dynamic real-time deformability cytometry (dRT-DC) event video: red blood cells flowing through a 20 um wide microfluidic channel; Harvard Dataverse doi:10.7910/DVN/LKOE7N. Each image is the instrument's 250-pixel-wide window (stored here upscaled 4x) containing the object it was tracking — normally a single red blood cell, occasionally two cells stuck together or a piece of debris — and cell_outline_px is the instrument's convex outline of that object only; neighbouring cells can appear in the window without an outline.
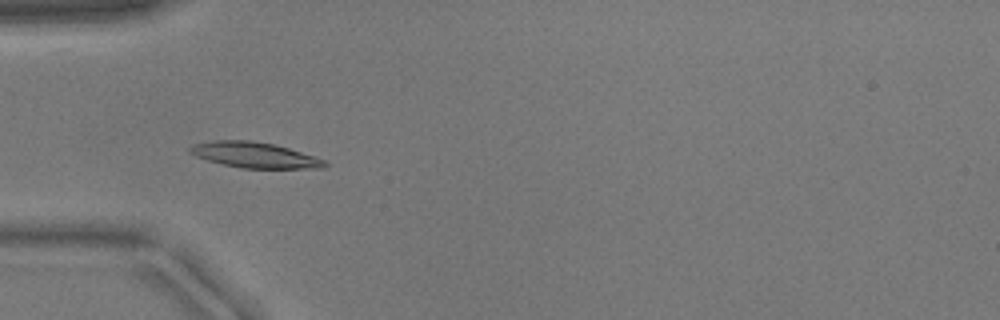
{"species": "common noctule bat (a hibernating species)", "species_latin": "Nyctalus noctula", "temperature_condition": "warm", "stored_images_in_passage": 37, "camera_frame_rate_fps": 3000, "um_per_image_px": 0.085, "animal": {"sex": "male", "body_mass_g": 17.9}, "frame": {"image": 1, "passage_image": 2, "time_ms": 0.333, "image_size_px": [1000, 320], "cell_outline_px": [[328, 164], [324, 168], [240, 168], [208, 160], [196, 156], [188, 152], [188, 148], [196, 144], [216, 140], [248, 140], [272, 144], [288, 148], [324, 160]], "centroid_in_image_um": [21.62, 13.18], "position_along_channel_um": 63.4, "area_um2": 19.71}}
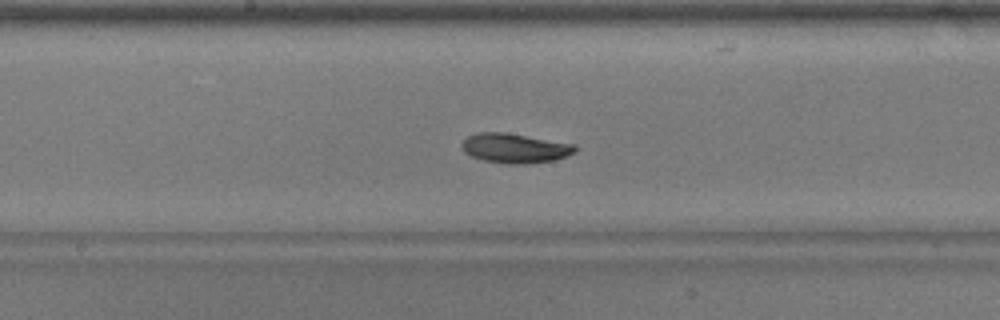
{"frame": {"image": 2, "passage_image": 13, "time_ms": 4.0, "image_size_px": [1000, 320], "cell_outline_px": [[576, 152], [552, 160], [524, 164], [508, 164], [484, 160], [472, 156], [464, 152], [460, 144], [468, 136], [476, 132], [508, 132], [576, 144]], "centroid_in_image_um": [43.75, 12.57], "position_along_channel_um": 204.5, "area_um2": 19.59}}
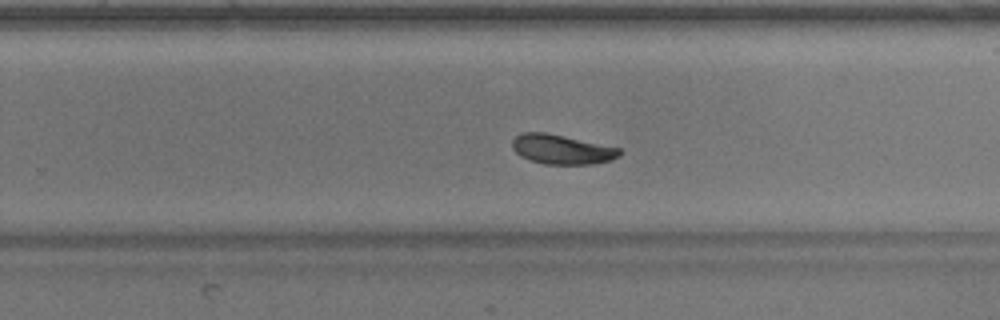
{"frame": {"image": 3, "passage_image": 19, "time_ms": 6.0, "image_size_px": [1000, 320], "cell_outline_px": [[620, 156], [612, 160], [592, 164], [544, 164], [520, 156], [512, 148], [512, 140], [516, 136], [524, 132], [544, 132], [564, 136], [620, 148]], "centroid_in_image_um": [47.75, 12.7], "position_along_channel_um": 282.1, "area_um2": 18.32}}